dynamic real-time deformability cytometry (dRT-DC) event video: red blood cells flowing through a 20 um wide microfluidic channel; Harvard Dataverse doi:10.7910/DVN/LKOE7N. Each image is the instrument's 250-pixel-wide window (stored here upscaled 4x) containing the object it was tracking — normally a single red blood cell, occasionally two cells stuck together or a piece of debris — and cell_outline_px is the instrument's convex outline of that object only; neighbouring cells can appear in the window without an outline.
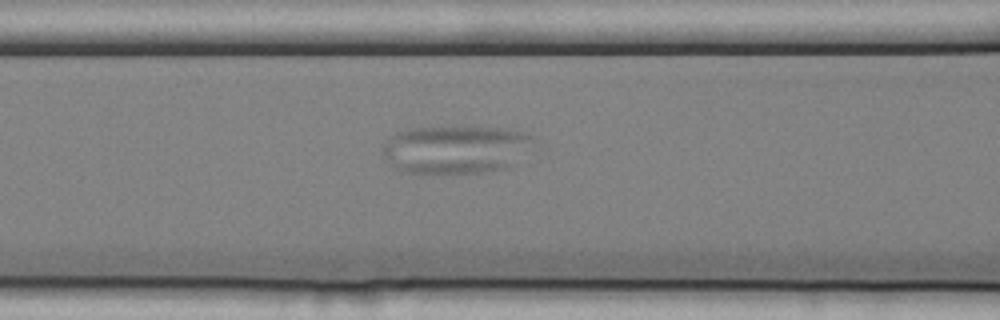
{"species": "common noctule bat (a hibernating species)", "species_latin": "Nyctalus noctula", "temperature_condition": "cold", "stored_images_in_passage": 46, "camera_frame_rate_fps": 3000, "um_per_image_px": 0.085, "animal": {"sex": "female", "body_mass_g": 25.1}, "frame": {"image": 1, "passage_image": 14, "time_ms": 4.333, "image_size_px": [1000, 320], "cell_outline_px": [[532, 140], [504, 168], [480, 172], [400, 172], [380, 152], [384, 144], [392, 136], [400, 132], [412, 128], [496, 128], [520, 132], [532, 136]], "centroid_in_image_um": [38.57, 12.7], "position_along_channel_um": 128.0, "area_um2": 40.23}}
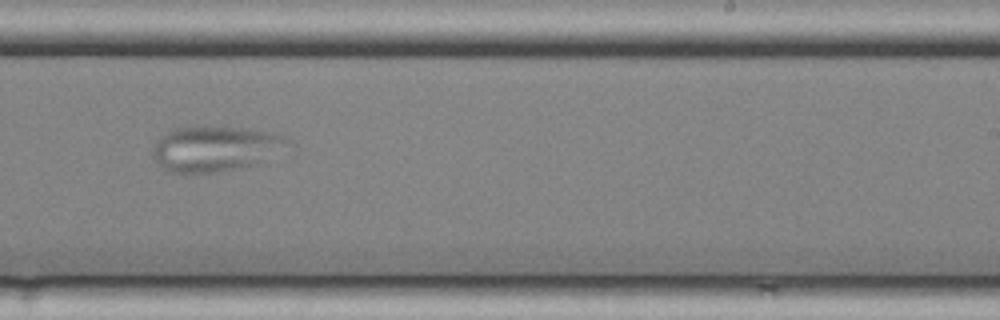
{"frame": {"image": 2, "passage_image": 26, "time_ms": 8.333, "image_size_px": [1000, 320], "cell_outline_px": [[296, 144], [248, 164], [216, 172], [168, 172], [156, 160], [152, 152], [152, 148], [160, 136], [176, 128], [248, 128], [272, 132], [284, 136], [292, 140]], "centroid_in_image_um": [18.3, 12.61], "position_along_channel_um": 270.7, "area_um2": 34.51}}
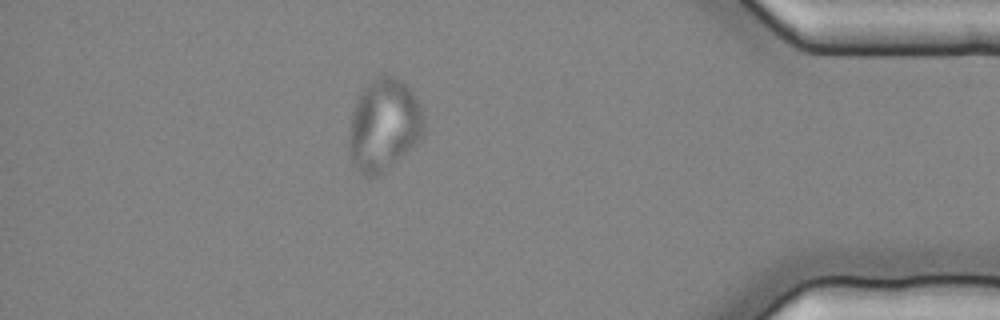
{"frame": {"image": 3, "passage_image": 40, "time_ms": 13.0, "image_size_px": [1000, 320], "cell_outline_px": [[424, 128], [420, 136], [392, 164], [376, 176], [360, 176], [352, 168], [348, 152], [348, 136], [352, 112], [356, 100], [360, 92], [372, 80], [380, 76], [396, 76], [416, 96], [420, 104], [424, 116]], "centroid_in_image_um": [32.56, 10.64], "position_along_channel_um": 402.6, "area_um2": 40.06}}